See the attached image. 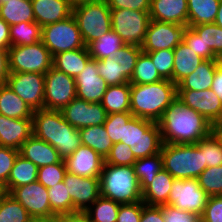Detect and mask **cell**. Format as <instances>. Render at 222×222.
Masks as SVG:
<instances>
[{
  "label": "cell",
  "mask_w": 222,
  "mask_h": 222,
  "mask_svg": "<svg viewBox=\"0 0 222 222\" xmlns=\"http://www.w3.org/2000/svg\"><path fill=\"white\" fill-rule=\"evenodd\" d=\"M4 189L0 187V197L3 195Z\"/></svg>",
  "instance_id": "2644e50d"
},
{
  "label": "cell",
  "mask_w": 222,
  "mask_h": 222,
  "mask_svg": "<svg viewBox=\"0 0 222 222\" xmlns=\"http://www.w3.org/2000/svg\"><path fill=\"white\" fill-rule=\"evenodd\" d=\"M41 41L52 56L86 47L73 15L42 27Z\"/></svg>",
  "instance_id": "9c48e42d"
},
{
  "label": "cell",
  "mask_w": 222,
  "mask_h": 222,
  "mask_svg": "<svg viewBox=\"0 0 222 222\" xmlns=\"http://www.w3.org/2000/svg\"><path fill=\"white\" fill-rule=\"evenodd\" d=\"M173 52V83L177 85L187 75L192 74L205 59L197 55L184 42L179 43Z\"/></svg>",
  "instance_id": "83f0119b"
},
{
  "label": "cell",
  "mask_w": 222,
  "mask_h": 222,
  "mask_svg": "<svg viewBox=\"0 0 222 222\" xmlns=\"http://www.w3.org/2000/svg\"><path fill=\"white\" fill-rule=\"evenodd\" d=\"M0 17L9 25L35 22L31 0H10L0 3Z\"/></svg>",
  "instance_id": "1f68e13d"
},
{
  "label": "cell",
  "mask_w": 222,
  "mask_h": 222,
  "mask_svg": "<svg viewBox=\"0 0 222 222\" xmlns=\"http://www.w3.org/2000/svg\"><path fill=\"white\" fill-rule=\"evenodd\" d=\"M38 167L18 154L6 183V193L13 188L37 181Z\"/></svg>",
  "instance_id": "836d02e7"
},
{
  "label": "cell",
  "mask_w": 222,
  "mask_h": 222,
  "mask_svg": "<svg viewBox=\"0 0 222 222\" xmlns=\"http://www.w3.org/2000/svg\"><path fill=\"white\" fill-rule=\"evenodd\" d=\"M31 217H53L47 188L38 181L13 188L9 193Z\"/></svg>",
  "instance_id": "9a60e30c"
},
{
  "label": "cell",
  "mask_w": 222,
  "mask_h": 222,
  "mask_svg": "<svg viewBox=\"0 0 222 222\" xmlns=\"http://www.w3.org/2000/svg\"><path fill=\"white\" fill-rule=\"evenodd\" d=\"M221 62L220 59L204 60L192 74L187 75L177 84V90L211 89L216 67Z\"/></svg>",
  "instance_id": "d4e9b609"
},
{
  "label": "cell",
  "mask_w": 222,
  "mask_h": 222,
  "mask_svg": "<svg viewBox=\"0 0 222 222\" xmlns=\"http://www.w3.org/2000/svg\"><path fill=\"white\" fill-rule=\"evenodd\" d=\"M91 58L87 47L63 51L53 56V67L76 78Z\"/></svg>",
  "instance_id": "4316f807"
},
{
  "label": "cell",
  "mask_w": 222,
  "mask_h": 222,
  "mask_svg": "<svg viewBox=\"0 0 222 222\" xmlns=\"http://www.w3.org/2000/svg\"><path fill=\"white\" fill-rule=\"evenodd\" d=\"M99 75L106 81L108 86L129 83L122 75V67L115 61L114 57L97 60Z\"/></svg>",
  "instance_id": "bcb514c9"
},
{
  "label": "cell",
  "mask_w": 222,
  "mask_h": 222,
  "mask_svg": "<svg viewBox=\"0 0 222 222\" xmlns=\"http://www.w3.org/2000/svg\"><path fill=\"white\" fill-rule=\"evenodd\" d=\"M160 154L163 169L175 179H197L207 168L196 144L163 143Z\"/></svg>",
  "instance_id": "5b68a950"
},
{
  "label": "cell",
  "mask_w": 222,
  "mask_h": 222,
  "mask_svg": "<svg viewBox=\"0 0 222 222\" xmlns=\"http://www.w3.org/2000/svg\"><path fill=\"white\" fill-rule=\"evenodd\" d=\"M214 23L217 26H220L222 28V0L220 1L219 7H218V13H217Z\"/></svg>",
  "instance_id": "03108f58"
},
{
  "label": "cell",
  "mask_w": 222,
  "mask_h": 222,
  "mask_svg": "<svg viewBox=\"0 0 222 222\" xmlns=\"http://www.w3.org/2000/svg\"><path fill=\"white\" fill-rule=\"evenodd\" d=\"M188 25L150 20L145 39L141 45L143 52L174 49L183 42Z\"/></svg>",
  "instance_id": "4fadbf2b"
},
{
  "label": "cell",
  "mask_w": 222,
  "mask_h": 222,
  "mask_svg": "<svg viewBox=\"0 0 222 222\" xmlns=\"http://www.w3.org/2000/svg\"><path fill=\"white\" fill-rule=\"evenodd\" d=\"M214 132L222 141V122H219L214 125Z\"/></svg>",
  "instance_id": "003e7915"
},
{
  "label": "cell",
  "mask_w": 222,
  "mask_h": 222,
  "mask_svg": "<svg viewBox=\"0 0 222 222\" xmlns=\"http://www.w3.org/2000/svg\"><path fill=\"white\" fill-rule=\"evenodd\" d=\"M54 222H80V213L55 215Z\"/></svg>",
  "instance_id": "be15d7a7"
},
{
  "label": "cell",
  "mask_w": 222,
  "mask_h": 222,
  "mask_svg": "<svg viewBox=\"0 0 222 222\" xmlns=\"http://www.w3.org/2000/svg\"><path fill=\"white\" fill-rule=\"evenodd\" d=\"M75 84L76 98L90 103H100L108 87L106 81L98 73L97 60L93 58L75 78Z\"/></svg>",
  "instance_id": "d6986e66"
},
{
  "label": "cell",
  "mask_w": 222,
  "mask_h": 222,
  "mask_svg": "<svg viewBox=\"0 0 222 222\" xmlns=\"http://www.w3.org/2000/svg\"><path fill=\"white\" fill-rule=\"evenodd\" d=\"M111 10L126 9L149 12L151 0H106Z\"/></svg>",
  "instance_id": "9f6ffc18"
},
{
  "label": "cell",
  "mask_w": 222,
  "mask_h": 222,
  "mask_svg": "<svg viewBox=\"0 0 222 222\" xmlns=\"http://www.w3.org/2000/svg\"><path fill=\"white\" fill-rule=\"evenodd\" d=\"M72 7L86 3L91 1H97V0H66Z\"/></svg>",
  "instance_id": "a7ac6f4b"
},
{
  "label": "cell",
  "mask_w": 222,
  "mask_h": 222,
  "mask_svg": "<svg viewBox=\"0 0 222 222\" xmlns=\"http://www.w3.org/2000/svg\"><path fill=\"white\" fill-rule=\"evenodd\" d=\"M136 159L160 153L163 141L157 122L133 116L124 126L123 142Z\"/></svg>",
  "instance_id": "8992f818"
},
{
  "label": "cell",
  "mask_w": 222,
  "mask_h": 222,
  "mask_svg": "<svg viewBox=\"0 0 222 222\" xmlns=\"http://www.w3.org/2000/svg\"><path fill=\"white\" fill-rule=\"evenodd\" d=\"M202 222H222V196H211L207 200Z\"/></svg>",
  "instance_id": "db71d44e"
},
{
  "label": "cell",
  "mask_w": 222,
  "mask_h": 222,
  "mask_svg": "<svg viewBox=\"0 0 222 222\" xmlns=\"http://www.w3.org/2000/svg\"><path fill=\"white\" fill-rule=\"evenodd\" d=\"M35 22L41 27L62 21L72 15L66 0H31Z\"/></svg>",
  "instance_id": "cb8c5ba5"
},
{
  "label": "cell",
  "mask_w": 222,
  "mask_h": 222,
  "mask_svg": "<svg viewBox=\"0 0 222 222\" xmlns=\"http://www.w3.org/2000/svg\"><path fill=\"white\" fill-rule=\"evenodd\" d=\"M149 22V12L126 9L111 10L112 30L127 45L141 47Z\"/></svg>",
  "instance_id": "30bf717a"
},
{
  "label": "cell",
  "mask_w": 222,
  "mask_h": 222,
  "mask_svg": "<svg viewBox=\"0 0 222 222\" xmlns=\"http://www.w3.org/2000/svg\"><path fill=\"white\" fill-rule=\"evenodd\" d=\"M64 119L76 129L103 125L107 113L101 103L75 98L61 110Z\"/></svg>",
  "instance_id": "ac0fdd59"
},
{
  "label": "cell",
  "mask_w": 222,
  "mask_h": 222,
  "mask_svg": "<svg viewBox=\"0 0 222 222\" xmlns=\"http://www.w3.org/2000/svg\"><path fill=\"white\" fill-rule=\"evenodd\" d=\"M143 205V201L121 204L116 222H140Z\"/></svg>",
  "instance_id": "11a10c76"
},
{
  "label": "cell",
  "mask_w": 222,
  "mask_h": 222,
  "mask_svg": "<svg viewBox=\"0 0 222 222\" xmlns=\"http://www.w3.org/2000/svg\"><path fill=\"white\" fill-rule=\"evenodd\" d=\"M197 180L209 197L222 196V165L207 167Z\"/></svg>",
  "instance_id": "ee69618b"
},
{
  "label": "cell",
  "mask_w": 222,
  "mask_h": 222,
  "mask_svg": "<svg viewBox=\"0 0 222 222\" xmlns=\"http://www.w3.org/2000/svg\"><path fill=\"white\" fill-rule=\"evenodd\" d=\"M32 134V119H15L0 115V146L19 150Z\"/></svg>",
  "instance_id": "44dd1931"
},
{
  "label": "cell",
  "mask_w": 222,
  "mask_h": 222,
  "mask_svg": "<svg viewBox=\"0 0 222 222\" xmlns=\"http://www.w3.org/2000/svg\"><path fill=\"white\" fill-rule=\"evenodd\" d=\"M80 222H88V221L85 219L83 213H80Z\"/></svg>",
  "instance_id": "89a4df30"
},
{
  "label": "cell",
  "mask_w": 222,
  "mask_h": 222,
  "mask_svg": "<svg viewBox=\"0 0 222 222\" xmlns=\"http://www.w3.org/2000/svg\"><path fill=\"white\" fill-rule=\"evenodd\" d=\"M150 20L188 25L187 0H151Z\"/></svg>",
  "instance_id": "7402d4cb"
},
{
  "label": "cell",
  "mask_w": 222,
  "mask_h": 222,
  "mask_svg": "<svg viewBox=\"0 0 222 222\" xmlns=\"http://www.w3.org/2000/svg\"><path fill=\"white\" fill-rule=\"evenodd\" d=\"M163 143L196 144L214 131V126L200 113L176 99L157 122Z\"/></svg>",
  "instance_id": "6da1fadb"
},
{
  "label": "cell",
  "mask_w": 222,
  "mask_h": 222,
  "mask_svg": "<svg viewBox=\"0 0 222 222\" xmlns=\"http://www.w3.org/2000/svg\"><path fill=\"white\" fill-rule=\"evenodd\" d=\"M211 90L222 102V62L216 67Z\"/></svg>",
  "instance_id": "94428289"
},
{
  "label": "cell",
  "mask_w": 222,
  "mask_h": 222,
  "mask_svg": "<svg viewBox=\"0 0 222 222\" xmlns=\"http://www.w3.org/2000/svg\"><path fill=\"white\" fill-rule=\"evenodd\" d=\"M64 161L67 172L82 177L99 178L104 165L96 151L82 144Z\"/></svg>",
  "instance_id": "ffe728a7"
},
{
  "label": "cell",
  "mask_w": 222,
  "mask_h": 222,
  "mask_svg": "<svg viewBox=\"0 0 222 222\" xmlns=\"http://www.w3.org/2000/svg\"><path fill=\"white\" fill-rule=\"evenodd\" d=\"M140 189L143 191L163 169L162 156L157 153L145 158H138L133 165Z\"/></svg>",
  "instance_id": "74e56055"
},
{
  "label": "cell",
  "mask_w": 222,
  "mask_h": 222,
  "mask_svg": "<svg viewBox=\"0 0 222 222\" xmlns=\"http://www.w3.org/2000/svg\"><path fill=\"white\" fill-rule=\"evenodd\" d=\"M167 205L202 215L209 196L197 179H174Z\"/></svg>",
  "instance_id": "7c38bea8"
},
{
  "label": "cell",
  "mask_w": 222,
  "mask_h": 222,
  "mask_svg": "<svg viewBox=\"0 0 222 222\" xmlns=\"http://www.w3.org/2000/svg\"><path fill=\"white\" fill-rule=\"evenodd\" d=\"M66 172V164L62 159L59 163L38 168L37 181L48 189L64 181Z\"/></svg>",
  "instance_id": "681fc988"
},
{
  "label": "cell",
  "mask_w": 222,
  "mask_h": 222,
  "mask_svg": "<svg viewBox=\"0 0 222 222\" xmlns=\"http://www.w3.org/2000/svg\"><path fill=\"white\" fill-rule=\"evenodd\" d=\"M130 97L133 116L158 122L177 99V85L166 79L151 84H131Z\"/></svg>",
  "instance_id": "3957f363"
},
{
  "label": "cell",
  "mask_w": 222,
  "mask_h": 222,
  "mask_svg": "<svg viewBox=\"0 0 222 222\" xmlns=\"http://www.w3.org/2000/svg\"><path fill=\"white\" fill-rule=\"evenodd\" d=\"M34 111L7 84L0 85V115L15 119H32Z\"/></svg>",
  "instance_id": "f1b7e54d"
},
{
  "label": "cell",
  "mask_w": 222,
  "mask_h": 222,
  "mask_svg": "<svg viewBox=\"0 0 222 222\" xmlns=\"http://www.w3.org/2000/svg\"><path fill=\"white\" fill-rule=\"evenodd\" d=\"M142 52L140 46L125 44L115 55V61L122 67V75L130 81L137 59Z\"/></svg>",
  "instance_id": "f6af8a7d"
},
{
  "label": "cell",
  "mask_w": 222,
  "mask_h": 222,
  "mask_svg": "<svg viewBox=\"0 0 222 222\" xmlns=\"http://www.w3.org/2000/svg\"><path fill=\"white\" fill-rule=\"evenodd\" d=\"M27 210L8 193L0 197V222H28Z\"/></svg>",
  "instance_id": "b9f144b4"
},
{
  "label": "cell",
  "mask_w": 222,
  "mask_h": 222,
  "mask_svg": "<svg viewBox=\"0 0 222 222\" xmlns=\"http://www.w3.org/2000/svg\"><path fill=\"white\" fill-rule=\"evenodd\" d=\"M174 177L162 169L152 182L142 191V201L146 205H167Z\"/></svg>",
  "instance_id": "484cf974"
},
{
  "label": "cell",
  "mask_w": 222,
  "mask_h": 222,
  "mask_svg": "<svg viewBox=\"0 0 222 222\" xmlns=\"http://www.w3.org/2000/svg\"><path fill=\"white\" fill-rule=\"evenodd\" d=\"M140 222H164L161 206L144 204Z\"/></svg>",
  "instance_id": "680465c9"
},
{
  "label": "cell",
  "mask_w": 222,
  "mask_h": 222,
  "mask_svg": "<svg viewBox=\"0 0 222 222\" xmlns=\"http://www.w3.org/2000/svg\"><path fill=\"white\" fill-rule=\"evenodd\" d=\"M183 42L191 50H194L197 55L205 59V45L203 40L197 35V33L191 28L188 27Z\"/></svg>",
  "instance_id": "6f0895ef"
},
{
  "label": "cell",
  "mask_w": 222,
  "mask_h": 222,
  "mask_svg": "<svg viewBox=\"0 0 222 222\" xmlns=\"http://www.w3.org/2000/svg\"><path fill=\"white\" fill-rule=\"evenodd\" d=\"M19 155L30 160L38 168L59 163V152L49 143L32 134L19 148Z\"/></svg>",
  "instance_id": "603a6c76"
},
{
  "label": "cell",
  "mask_w": 222,
  "mask_h": 222,
  "mask_svg": "<svg viewBox=\"0 0 222 222\" xmlns=\"http://www.w3.org/2000/svg\"><path fill=\"white\" fill-rule=\"evenodd\" d=\"M196 145L202 150L204 165L207 167L222 165V141L214 131Z\"/></svg>",
  "instance_id": "7bdbcfd3"
},
{
  "label": "cell",
  "mask_w": 222,
  "mask_h": 222,
  "mask_svg": "<svg viewBox=\"0 0 222 222\" xmlns=\"http://www.w3.org/2000/svg\"><path fill=\"white\" fill-rule=\"evenodd\" d=\"M221 0H187L188 26L214 23Z\"/></svg>",
  "instance_id": "e575fe53"
},
{
  "label": "cell",
  "mask_w": 222,
  "mask_h": 222,
  "mask_svg": "<svg viewBox=\"0 0 222 222\" xmlns=\"http://www.w3.org/2000/svg\"><path fill=\"white\" fill-rule=\"evenodd\" d=\"M8 57L10 73L45 74L53 66V56L42 41L28 46H10Z\"/></svg>",
  "instance_id": "ba28073f"
},
{
  "label": "cell",
  "mask_w": 222,
  "mask_h": 222,
  "mask_svg": "<svg viewBox=\"0 0 222 222\" xmlns=\"http://www.w3.org/2000/svg\"><path fill=\"white\" fill-rule=\"evenodd\" d=\"M6 1H10V0H0V3H2V2H6Z\"/></svg>",
  "instance_id": "8c879c8a"
},
{
  "label": "cell",
  "mask_w": 222,
  "mask_h": 222,
  "mask_svg": "<svg viewBox=\"0 0 222 222\" xmlns=\"http://www.w3.org/2000/svg\"><path fill=\"white\" fill-rule=\"evenodd\" d=\"M177 99L204 116L213 126L222 122V102L211 90H177Z\"/></svg>",
  "instance_id": "2e32d148"
},
{
  "label": "cell",
  "mask_w": 222,
  "mask_h": 222,
  "mask_svg": "<svg viewBox=\"0 0 222 222\" xmlns=\"http://www.w3.org/2000/svg\"><path fill=\"white\" fill-rule=\"evenodd\" d=\"M132 117L133 115L130 112L112 113L107 115L103 125L113 144L123 142L124 126Z\"/></svg>",
  "instance_id": "7dc6e473"
},
{
  "label": "cell",
  "mask_w": 222,
  "mask_h": 222,
  "mask_svg": "<svg viewBox=\"0 0 222 222\" xmlns=\"http://www.w3.org/2000/svg\"><path fill=\"white\" fill-rule=\"evenodd\" d=\"M10 47V25L0 17V48Z\"/></svg>",
  "instance_id": "6125c7cd"
},
{
  "label": "cell",
  "mask_w": 222,
  "mask_h": 222,
  "mask_svg": "<svg viewBox=\"0 0 222 222\" xmlns=\"http://www.w3.org/2000/svg\"><path fill=\"white\" fill-rule=\"evenodd\" d=\"M42 27L36 22L10 25V46L32 45L41 41Z\"/></svg>",
  "instance_id": "f35d334b"
},
{
  "label": "cell",
  "mask_w": 222,
  "mask_h": 222,
  "mask_svg": "<svg viewBox=\"0 0 222 222\" xmlns=\"http://www.w3.org/2000/svg\"><path fill=\"white\" fill-rule=\"evenodd\" d=\"M32 127L33 134L53 146L63 160L82 144L79 130L64 119L60 110H35Z\"/></svg>",
  "instance_id": "7a4b0ae2"
},
{
  "label": "cell",
  "mask_w": 222,
  "mask_h": 222,
  "mask_svg": "<svg viewBox=\"0 0 222 222\" xmlns=\"http://www.w3.org/2000/svg\"><path fill=\"white\" fill-rule=\"evenodd\" d=\"M120 203L100 196L84 213L88 222H116Z\"/></svg>",
  "instance_id": "d590c367"
},
{
  "label": "cell",
  "mask_w": 222,
  "mask_h": 222,
  "mask_svg": "<svg viewBox=\"0 0 222 222\" xmlns=\"http://www.w3.org/2000/svg\"><path fill=\"white\" fill-rule=\"evenodd\" d=\"M74 209L84 213L100 196V179L66 172L64 177Z\"/></svg>",
  "instance_id": "e0dca14e"
},
{
  "label": "cell",
  "mask_w": 222,
  "mask_h": 222,
  "mask_svg": "<svg viewBox=\"0 0 222 222\" xmlns=\"http://www.w3.org/2000/svg\"><path fill=\"white\" fill-rule=\"evenodd\" d=\"M86 47L112 30L111 9L106 0L86 2L72 8Z\"/></svg>",
  "instance_id": "52a82bcc"
},
{
  "label": "cell",
  "mask_w": 222,
  "mask_h": 222,
  "mask_svg": "<svg viewBox=\"0 0 222 222\" xmlns=\"http://www.w3.org/2000/svg\"><path fill=\"white\" fill-rule=\"evenodd\" d=\"M99 179L101 196L120 204L142 201V191L133 166L104 163Z\"/></svg>",
  "instance_id": "277c9868"
},
{
  "label": "cell",
  "mask_w": 222,
  "mask_h": 222,
  "mask_svg": "<svg viewBox=\"0 0 222 222\" xmlns=\"http://www.w3.org/2000/svg\"><path fill=\"white\" fill-rule=\"evenodd\" d=\"M130 83L108 86L101 100L107 115L112 113L130 112Z\"/></svg>",
  "instance_id": "f546056e"
},
{
  "label": "cell",
  "mask_w": 222,
  "mask_h": 222,
  "mask_svg": "<svg viewBox=\"0 0 222 222\" xmlns=\"http://www.w3.org/2000/svg\"><path fill=\"white\" fill-rule=\"evenodd\" d=\"M45 76L44 109L62 110L76 98L75 78L53 66Z\"/></svg>",
  "instance_id": "8fae6325"
},
{
  "label": "cell",
  "mask_w": 222,
  "mask_h": 222,
  "mask_svg": "<svg viewBox=\"0 0 222 222\" xmlns=\"http://www.w3.org/2000/svg\"><path fill=\"white\" fill-rule=\"evenodd\" d=\"M28 222H54L53 217H31Z\"/></svg>",
  "instance_id": "e7e4bbea"
},
{
  "label": "cell",
  "mask_w": 222,
  "mask_h": 222,
  "mask_svg": "<svg viewBox=\"0 0 222 222\" xmlns=\"http://www.w3.org/2000/svg\"><path fill=\"white\" fill-rule=\"evenodd\" d=\"M18 154L19 150L17 149L0 146V187L4 189L5 193L6 183Z\"/></svg>",
  "instance_id": "816d5d0a"
},
{
  "label": "cell",
  "mask_w": 222,
  "mask_h": 222,
  "mask_svg": "<svg viewBox=\"0 0 222 222\" xmlns=\"http://www.w3.org/2000/svg\"><path fill=\"white\" fill-rule=\"evenodd\" d=\"M9 73L8 48H0V85L6 84Z\"/></svg>",
  "instance_id": "91938a15"
},
{
  "label": "cell",
  "mask_w": 222,
  "mask_h": 222,
  "mask_svg": "<svg viewBox=\"0 0 222 222\" xmlns=\"http://www.w3.org/2000/svg\"><path fill=\"white\" fill-rule=\"evenodd\" d=\"M136 160L131 148L119 142L112 146L109 154L104 159V163L114 166H133Z\"/></svg>",
  "instance_id": "f907efd6"
},
{
  "label": "cell",
  "mask_w": 222,
  "mask_h": 222,
  "mask_svg": "<svg viewBox=\"0 0 222 222\" xmlns=\"http://www.w3.org/2000/svg\"><path fill=\"white\" fill-rule=\"evenodd\" d=\"M64 181L48 188L51 212L54 215L74 214L78 213L72 204L70 194Z\"/></svg>",
  "instance_id": "60d3db41"
},
{
  "label": "cell",
  "mask_w": 222,
  "mask_h": 222,
  "mask_svg": "<svg viewBox=\"0 0 222 222\" xmlns=\"http://www.w3.org/2000/svg\"><path fill=\"white\" fill-rule=\"evenodd\" d=\"M6 84L33 111L44 109V74L25 72L9 73Z\"/></svg>",
  "instance_id": "5bb4252c"
},
{
  "label": "cell",
  "mask_w": 222,
  "mask_h": 222,
  "mask_svg": "<svg viewBox=\"0 0 222 222\" xmlns=\"http://www.w3.org/2000/svg\"><path fill=\"white\" fill-rule=\"evenodd\" d=\"M147 53L159 75L166 80H171L173 82V67H174V52L173 49L156 50Z\"/></svg>",
  "instance_id": "c3c4849f"
},
{
  "label": "cell",
  "mask_w": 222,
  "mask_h": 222,
  "mask_svg": "<svg viewBox=\"0 0 222 222\" xmlns=\"http://www.w3.org/2000/svg\"><path fill=\"white\" fill-rule=\"evenodd\" d=\"M161 209L164 222H202L200 215L180 210L171 205H163Z\"/></svg>",
  "instance_id": "f5cc1de1"
},
{
  "label": "cell",
  "mask_w": 222,
  "mask_h": 222,
  "mask_svg": "<svg viewBox=\"0 0 222 222\" xmlns=\"http://www.w3.org/2000/svg\"><path fill=\"white\" fill-rule=\"evenodd\" d=\"M205 45V60H222V28L215 23L191 26Z\"/></svg>",
  "instance_id": "4dcf8cb0"
},
{
  "label": "cell",
  "mask_w": 222,
  "mask_h": 222,
  "mask_svg": "<svg viewBox=\"0 0 222 222\" xmlns=\"http://www.w3.org/2000/svg\"><path fill=\"white\" fill-rule=\"evenodd\" d=\"M124 45L123 40L113 30H110L96 41L91 42L87 48L93 59L102 60L114 57L115 53Z\"/></svg>",
  "instance_id": "8d00e7d4"
},
{
  "label": "cell",
  "mask_w": 222,
  "mask_h": 222,
  "mask_svg": "<svg viewBox=\"0 0 222 222\" xmlns=\"http://www.w3.org/2000/svg\"><path fill=\"white\" fill-rule=\"evenodd\" d=\"M163 80L159 75L151 57L141 52L133 72V75L129 81L130 84H151Z\"/></svg>",
  "instance_id": "ab89813d"
},
{
  "label": "cell",
  "mask_w": 222,
  "mask_h": 222,
  "mask_svg": "<svg viewBox=\"0 0 222 222\" xmlns=\"http://www.w3.org/2000/svg\"><path fill=\"white\" fill-rule=\"evenodd\" d=\"M78 130L82 145L90 147L105 159L114 144L110 140L104 125L88 126Z\"/></svg>",
  "instance_id": "d6a6232c"
}]
</instances>
